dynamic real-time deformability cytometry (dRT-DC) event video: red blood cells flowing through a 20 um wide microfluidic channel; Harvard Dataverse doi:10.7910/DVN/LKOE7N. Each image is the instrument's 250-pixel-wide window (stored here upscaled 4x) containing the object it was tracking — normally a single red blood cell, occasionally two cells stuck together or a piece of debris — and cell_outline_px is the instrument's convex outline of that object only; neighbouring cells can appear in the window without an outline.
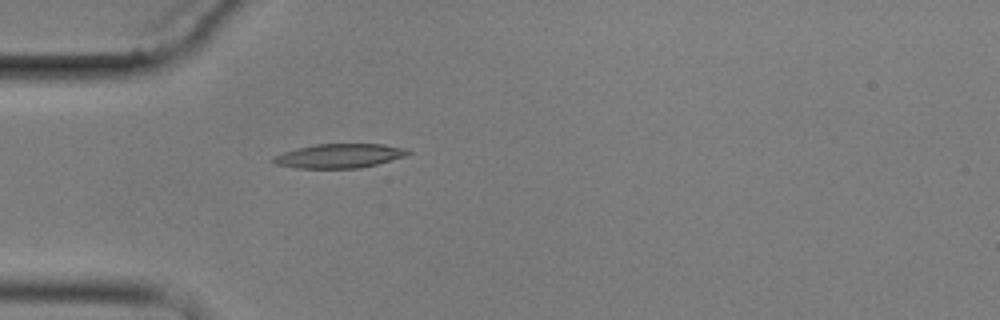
{"species": "common noctule bat (a hibernating species)", "species_latin": "Nyctalus noctula", "temperature_condition": "cold", "stored_images_in_passage": 1, "camera_frame_rate_fps": 3000, "um_per_image_px": 0.085, "animal": {"sex": "male", "body_mass_g": 17.9}, "frame": {"image": 1, "passage_image": 1, "time_ms": 0.0, "image_size_px": [1000, 320], "cell_outline_px": [[412, 152], [404, 156], [376, 164], [360, 168], [296, 168], [276, 164], [272, 160], [276, 156], [284, 152], [296, 148], [316, 144], [384, 144], [408, 148]], "centroid_in_image_um": [28.88, 13.24], "position_along_channel_um": 56.1, "area_um2": 18.84}}